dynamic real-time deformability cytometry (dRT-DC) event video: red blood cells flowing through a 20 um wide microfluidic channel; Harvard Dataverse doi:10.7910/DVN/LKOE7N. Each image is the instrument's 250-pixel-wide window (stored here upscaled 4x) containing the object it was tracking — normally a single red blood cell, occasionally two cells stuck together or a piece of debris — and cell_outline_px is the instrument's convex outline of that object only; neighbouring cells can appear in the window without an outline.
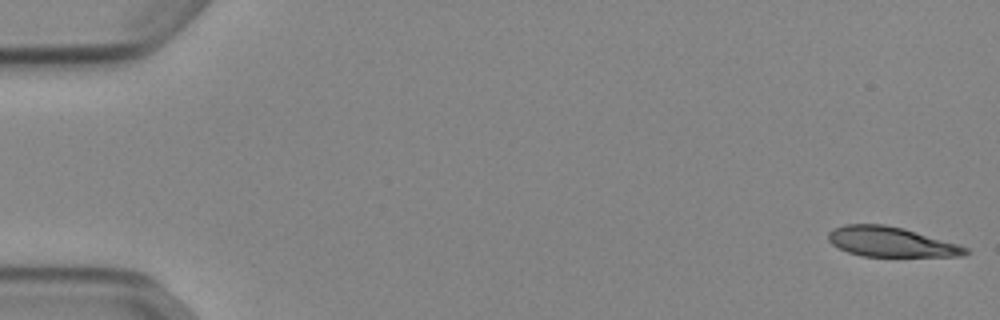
{"species": "Egyptian fruit bat (a non-hibernating species)", "species_latin": "Rousettus aegyptiacus", "temperature_condition": "cold", "stored_images_in_passage": 52, "camera_frame_rate_fps": 3000, "um_per_image_px": 0.085, "animal": {"sex": "female"}, "frame": {"image": 1, "passage_image": 1, "time_ms": 0.0, "image_size_px": [1000, 320], "cell_outline_px": [[972, 252], [964, 256], [860, 256], [848, 252], [832, 244], [828, 240], [828, 232], [832, 228], [844, 224], [884, 224], [904, 228], [960, 244], [968, 248]], "centroid_in_image_um": [75.76, 20.55], "position_along_channel_um": 9.2, "area_um2": 24.16}}
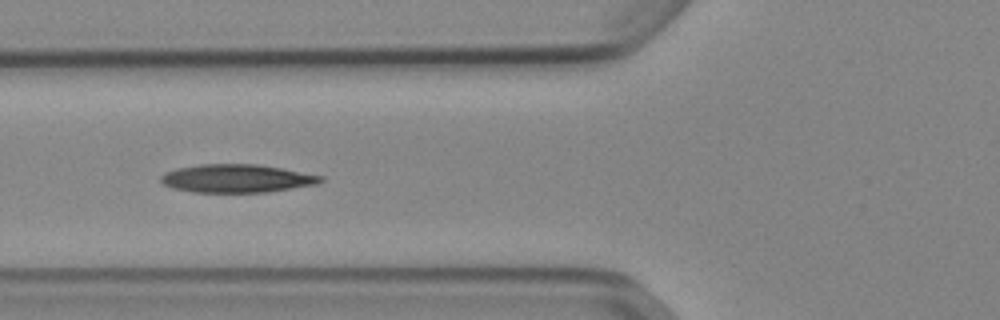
{"frame": {"image": 2, "passage_image": 20, "time_ms": 6.333, "image_size_px": [1000, 320], "cell_outline_px": [[324, 180], [316, 184], [268, 192], [192, 192], [172, 188], [164, 184], [160, 180], [160, 176], [164, 172], [176, 168], [200, 164], [256, 164], [280, 168], [324, 176]], "centroid_in_image_um": [20.09, 15.16], "position_along_channel_um": 105.7, "area_um2": 26.24}}
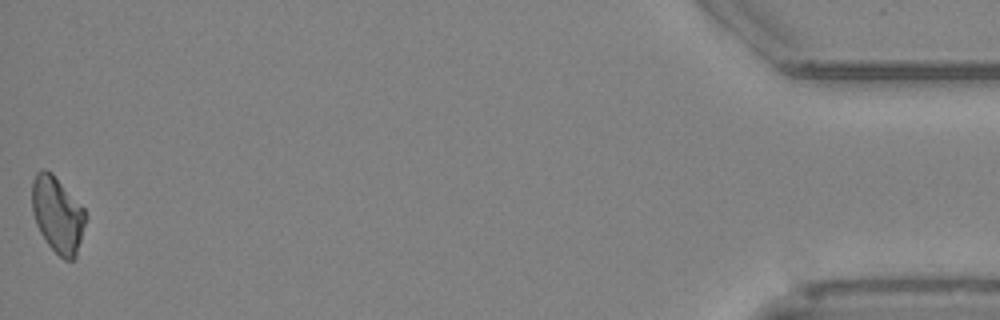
{"frame": {"image": 3, "passage_image": 52, "time_ms": 17.0, "image_size_px": [1000, 320], "cell_outline_px": [[88, 216], [76, 256], [72, 260], [64, 260], [48, 244], [40, 232], [36, 224], [32, 212], [32, 180], [36, 172], [40, 168], [44, 168], [52, 172], [84, 208]], "centroid_in_image_um": [4.89, 18.21], "position_along_channel_um": 430.3, "area_um2": 23.99}}